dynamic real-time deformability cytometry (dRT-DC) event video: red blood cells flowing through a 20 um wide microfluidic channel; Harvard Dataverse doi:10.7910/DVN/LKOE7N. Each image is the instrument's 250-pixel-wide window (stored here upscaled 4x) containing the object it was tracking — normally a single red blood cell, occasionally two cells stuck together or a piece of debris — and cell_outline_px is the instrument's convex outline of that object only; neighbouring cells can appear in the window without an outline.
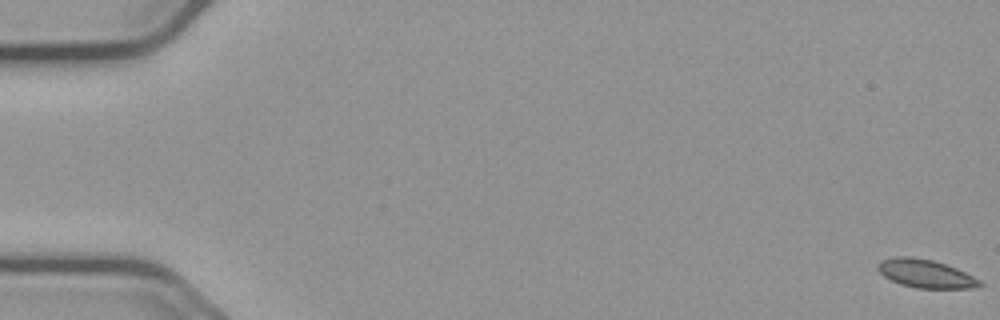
{"species": "common noctule bat (a hibernating species)", "species_latin": "Nyctalus noctula", "temperature_condition": "cold", "stored_images_in_passage": 57, "camera_frame_rate_fps": 3000, "um_per_image_px": 0.085, "animal": {"sex": "male", "body_mass_g": 23.1, "forearm_length_mm": 52.7}, "frame": {"image": 1, "passage_image": 1, "time_ms": 0.0, "image_size_px": [1000, 320], "cell_outline_px": [[984, 284], [972, 288], [916, 288], [900, 284], [884, 276], [876, 268], [880, 260], [896, 256], [908, 256], [932, 260], [956, 268], [980, 280]], "centroid_in_image_um": [78.64, 23.25], "position_along_channel_um": 6.4, "area_um2": 16.65}}
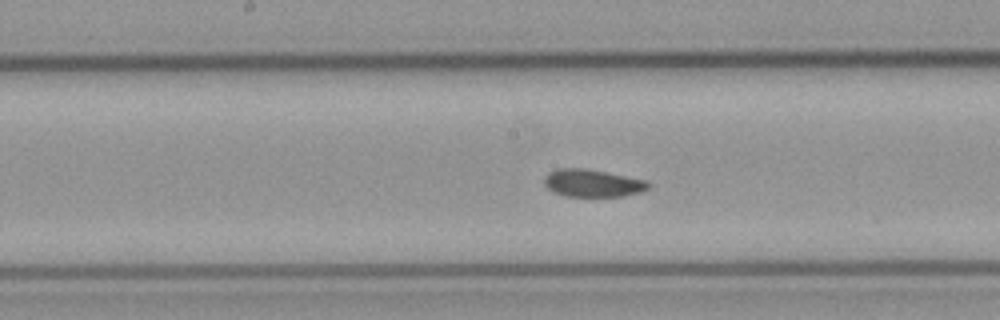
{"frame": {"image": 2, "passage_image": 30, "time_ms": 9.667, "image_size_px": [1000, 320], "cell_outline_px": [[652, 184], [648, 188], [640, 192], [624, 196], [564, 196], [552, 192], [544, 184], [544, 176], [548, 172], [556, 168], [588, 168], [644, 180]], "centroid_in_image_um": [50.32, 15.56], "position_along_channel_um": 197.9, "area_um2": 16.82}}
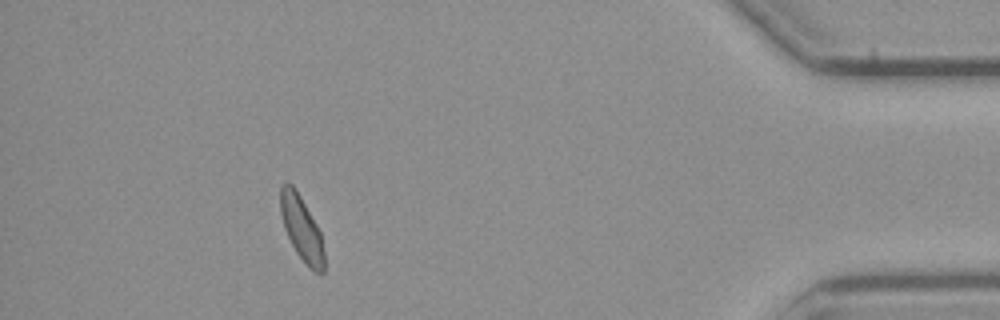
{"frame": {"image": 3, "passage_image": 52, "time_ms": 17.0, "image_size_px": [1000, 320], "cell_outline_px": [[324, 272], [316, 272], [296, 252], [284, 228], [280, 212], [280, 184], [284, 180], [288, 180], [296, 188], [316, 224], [320, 232], [324, 252]], "centroid_in_image_um": [25.6, 19.3], "position_along_channel_um": 409.6, "area_um2": 16.3}, "authors_computed_cell_mechanics": {"area_um2": 16.8776, "velocity_mm_per_s": 3.6741, "shape_relaxation_time_tau1_ms": null, "shape_relaxation_time_tau2_ms": 5.0302, "deformation_change_tau1": null, "deformation_change_tau2": 0.0725}}